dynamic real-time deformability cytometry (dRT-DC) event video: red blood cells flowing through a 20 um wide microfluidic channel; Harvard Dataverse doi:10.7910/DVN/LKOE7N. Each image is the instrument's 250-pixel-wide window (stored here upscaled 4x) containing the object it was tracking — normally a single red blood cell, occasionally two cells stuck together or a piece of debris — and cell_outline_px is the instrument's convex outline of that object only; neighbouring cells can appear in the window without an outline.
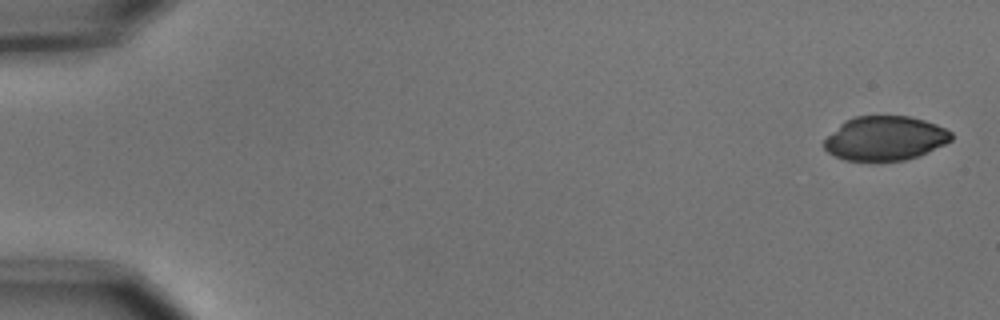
{"species": "common noctule bat (a hibernating species)", "species_latin": "Nyctalus noctula", "temperature_condition": "cold", "stored_images_in_passage": 4, "camera_frame_rate_fps": 3000, "um_per_image_px": 0.085, "animal": {"sex": "male", "body_mass_g": 15.6}, "frame": {"image": 1, "passage_image": 1, "time_ms": 0.0, "image_size_px": [1000, 320], "cell_outline_px": [[952, 140], [920, 156], [904, 160], [876, 164], [844, 160], [828, 152], [824, 148], [824, 140], [844, 120], [856, 116], [908, 116], [924, 120], [936, 124], [952, 132]], "centroid_in_image_um": [75.21, 11.8], "position_along_channel_um": 9.8, "area_um2": 33.47}}